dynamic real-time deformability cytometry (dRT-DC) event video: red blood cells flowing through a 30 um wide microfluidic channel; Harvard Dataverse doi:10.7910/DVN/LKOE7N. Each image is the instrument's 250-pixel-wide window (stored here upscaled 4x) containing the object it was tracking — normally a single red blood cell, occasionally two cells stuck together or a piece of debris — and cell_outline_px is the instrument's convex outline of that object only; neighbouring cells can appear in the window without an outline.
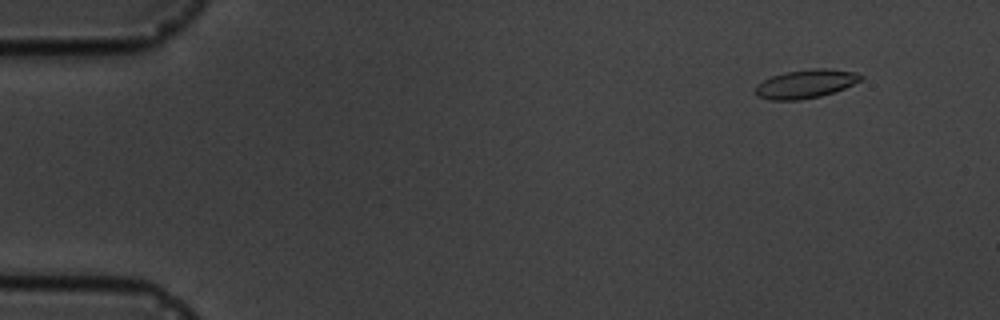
{"species": "common noctule bat (a hibernating species)", "species_latin": "Nyctalus noctula", "temperature_condition": "cold", "stored_images_in_passage": 8, "camera_frame_rate_fps": 3000, "um_per_image_px": 0.085, "animal": {"sex": "male", "body_mass_g": 19.5, "forearm_length_mm": 54.6}, "frame": {"image": 1, "passage_image": 2, "time_ms": 1.0, "image_size_px": [1000, 320], "cell_outline_px": [[864, 76], [860, 80], [844, 88], [820, 96], [800, 100], [772, 100], [756, 96], [756, 84], [772, 76], [788, 72], [816, 68], [824, 68], [856, 72]], "centroid_in_image_um": [68.47, 7.13], "position_along_channel_um": 16.5, "area_um2": 17.28}}
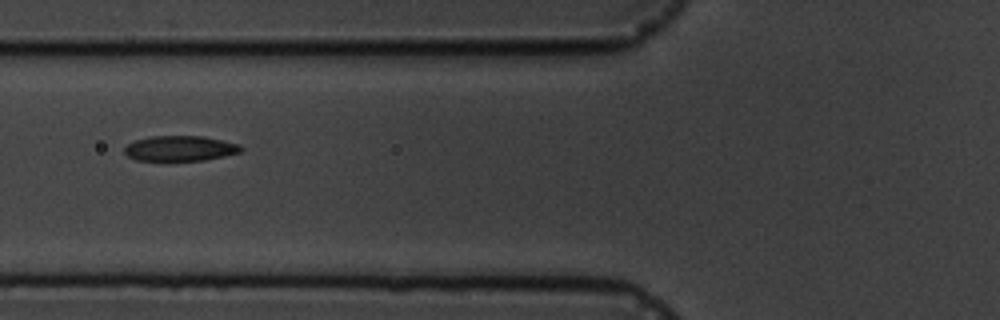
{"frame": {"image": 2, "passage_image": 7, "time_ms": 6.667, "image_size_px": [1000, 320], "cell_outline_px": [[244, 148], [240, 152], [224, 156], [204, 160], [136, 160], [128, 156], [124, 152], [124, 148], [128, 144], [136, 140], [148, 136], [204, 136], [240, 144]], "centroid_in_image_um": [15.32, 12.6], "position_along_channel_um": 110.5, "area_um2": 17.11}}
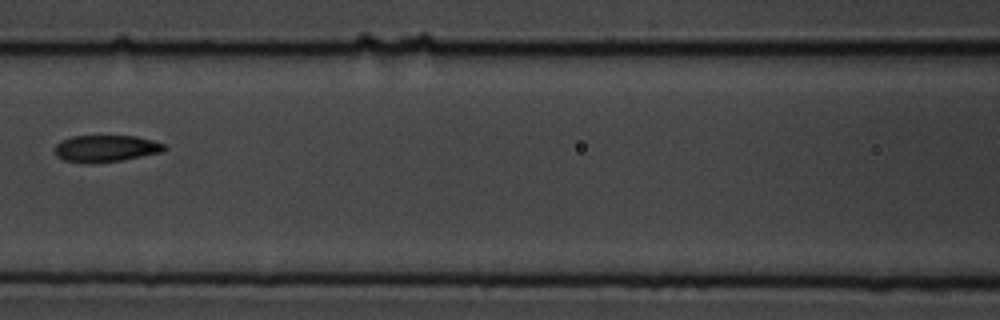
{"frame": {"image": 3, "passage_image": 8, "time_ms": 8.0, "image_size_px": [1000, 320], "cell_outline_px": [[168, 148], [164, 152], [120, 160], [92, 164], [84, 164], [64, 160], [56, 156], [56, 144], [60, 140], [72, 136], [136, 136], [152, 140], [164, 144]], "centroid_in_image_um": [8.99, 12.63], "position_along_channel_um": 157.6, "area_um2": 17.28}}